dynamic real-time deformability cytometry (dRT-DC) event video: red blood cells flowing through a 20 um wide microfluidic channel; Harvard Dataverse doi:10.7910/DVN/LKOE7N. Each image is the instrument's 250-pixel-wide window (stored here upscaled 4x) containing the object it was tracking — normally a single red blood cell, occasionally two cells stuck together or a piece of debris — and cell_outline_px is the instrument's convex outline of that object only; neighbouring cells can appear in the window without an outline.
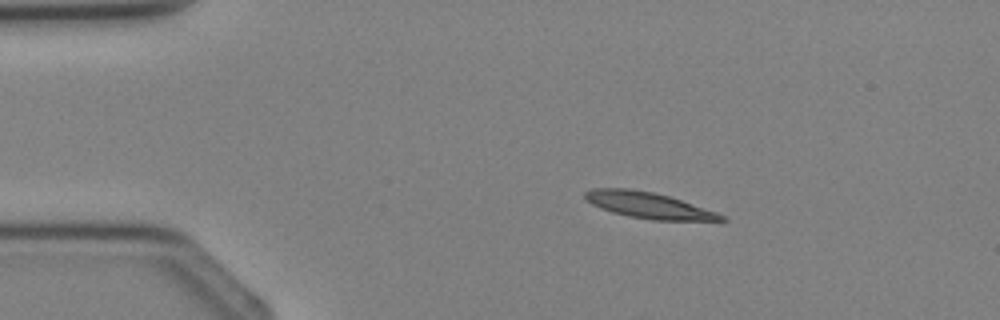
{"species": "Egyptian fruit bat (a non-hibernating species)", "species_latin": "Rousettus aegyptiacus", "temperature_condition": "cold", "stored_images_in_passage": 2, "camera_frame_rate_fps": 3000, "um_per_image_px": 0.085, "animal": {"sex": "female"}, "frame": {"image": 1, "passage_image": 1, "time_ms": 0.0, "image_size_px": [1000, 320], "cell_outline_px": [[728, 220], [652, 220], [628, 216], [612, 212], [600, 208], [584, 200], [584, 192], [592, 188], [632, 188], [652, 192], [668, 196], [728, 216]], "centroid_in_image_um": [55.07, 17.44], "position_along_channel_um": 29.9, "area_um2": 20.63}}